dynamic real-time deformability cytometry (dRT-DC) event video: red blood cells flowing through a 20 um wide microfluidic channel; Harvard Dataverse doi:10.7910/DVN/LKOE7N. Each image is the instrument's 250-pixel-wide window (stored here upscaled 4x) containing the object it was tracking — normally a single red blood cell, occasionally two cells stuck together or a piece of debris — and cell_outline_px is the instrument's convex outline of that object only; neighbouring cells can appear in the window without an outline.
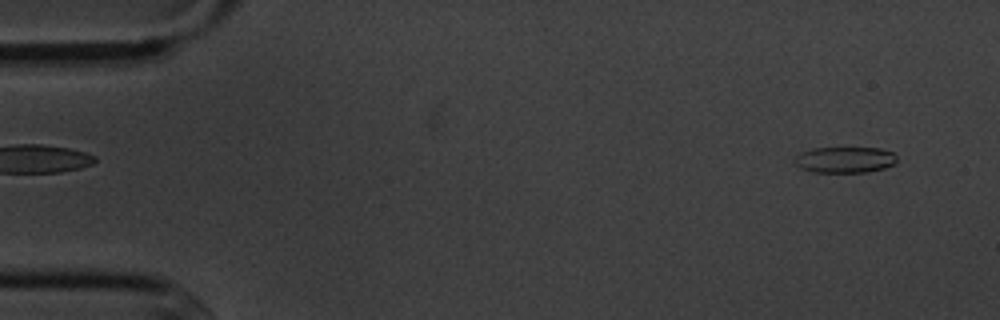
{"species": "common noctule bat (a hibernating species)", "species_latin": "Nyctalus noctula", "temperature_condition": "cold", "stored_images_in_passage": 5, "camera_frame_rate_fps": 3000, "um_per_image_px": 0.085, "animal": {"sex": "male", "body_mass_g": 20.1, "forearm_length_mm": 53.5}, "frame": {"image": 1, "passage_image": 5, "time_ms": 4.667, "image_size_px": [1000, 320], "cell_outline_px": [[896, 164], [884, 168], [868, 172], [812, 172], [800, 168], [796, 164], [796, 156], [800, 152], [812, 148], [880, 148], [892, 152], [896, 156]], "centroid_in_image_um": [71.83, 13.58], "position_along_channel_um": 13.2, "area_um2": 15.55}}